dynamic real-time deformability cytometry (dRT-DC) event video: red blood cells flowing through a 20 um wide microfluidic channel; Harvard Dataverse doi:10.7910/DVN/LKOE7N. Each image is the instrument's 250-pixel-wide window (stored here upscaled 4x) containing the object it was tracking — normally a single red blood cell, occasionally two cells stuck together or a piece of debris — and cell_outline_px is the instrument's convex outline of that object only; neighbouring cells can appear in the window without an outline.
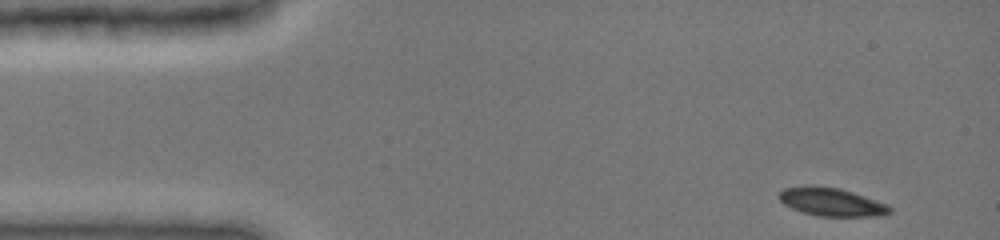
{"species": "common noctule bat (a hibernating species)", "species_latin": "Nyctalus noctula", "temperature_condition": "cold", "stored_images_in_passage": 42, "camera_frame_rate_fps": 3000, "um_per_image_px": 0.085, "animal": {"sex": "female", "body_mass_g": 19.0, "forearm_length_mm": 51.5}, "frame": {"image": 1, "passage_image": 1, "time_ms": 0.0, "image_size_px": [1000, 240], "cell_outline_px": [[892, 212], [880, 216], [816, 216], [792, 208], [784, 204], [776, 196], [784, 188], [804, 184], [808, 184], [840, 188], [888, 204], [892, 208]], "centroid_in_image_um": [70.65, 17.15], "position_along_channel_um": 14.3, "area_um2": 18.44}}
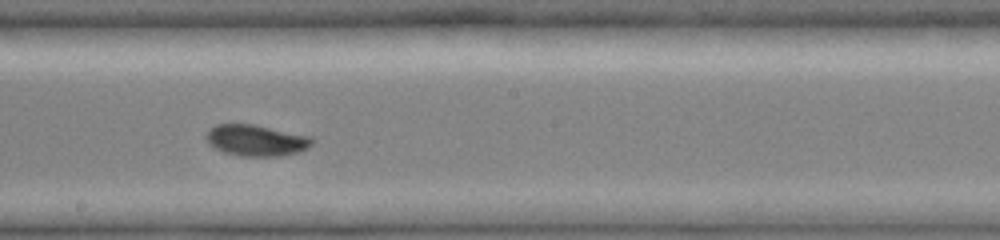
{"frame": {"image": 2, "passage_image": 24, "time_ms": 7.667, "image_size_px": [1000, 240], "cell_outline_px": [[312, 144], [308, 148], [284, 156], [240, 156], [224, 152], [208, 144], [204, 136], [216, 124], [252, 124], [312, 136]], "centroid_in_image_um": [21.77, 11.93], "position_along_channel_um": 226.4, "area_um2": 19.25}}
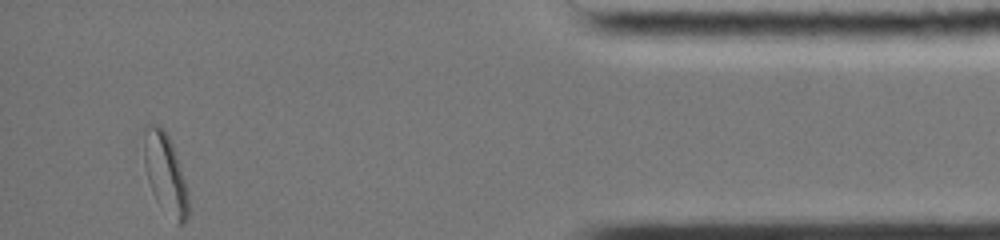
{"frame": {"image": 3, "passage_image": 42, "time_ms": 13.667, "image_size_px": [1000, 240], "cell_outline_px": [[188, 216], [184, 224], [176, 224], [156, 200], [152, 192], [148, 180], [144, 164], [144, 124], [156, 124], [164, 128], [168, 136], [176, 156], [188, 192]], "centroid_in_image_um": [14.03, 14.75], "position_along_channel_um": 421.2, "area_um2": 20.58}, "authors_computed_cell_mechanics": {"area_um2": 19.1029, "velocity_mm_per_s": 3.982, "shape_relaxation_time_tau1_ms": 4.1944, "shape_relaxation_time_tau2_ms": null, "deformation_change_tau1": 0.1346, "deformation_change_tau2": null}}